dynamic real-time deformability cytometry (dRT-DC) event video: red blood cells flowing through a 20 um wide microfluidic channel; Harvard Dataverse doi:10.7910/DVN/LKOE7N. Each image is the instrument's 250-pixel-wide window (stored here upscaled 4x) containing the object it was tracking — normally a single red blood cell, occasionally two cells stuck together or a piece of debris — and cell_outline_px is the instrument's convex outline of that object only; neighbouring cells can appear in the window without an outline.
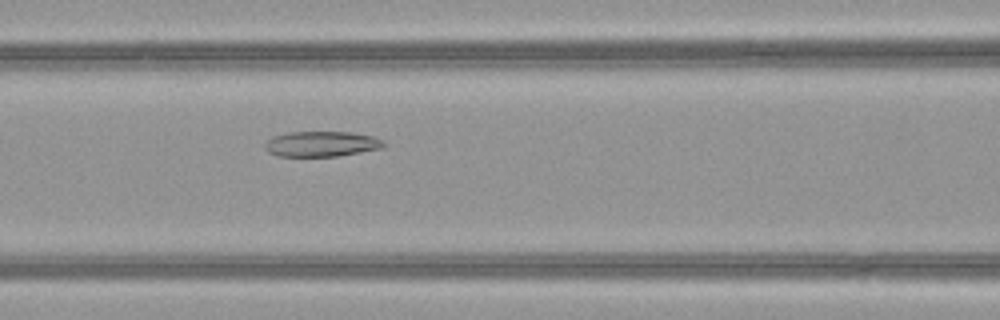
{"species": "common noctule bat (a hibernating species)", "species_latin": "Nyctalus noctula", "temperature_condition": "warm", "stored_images_in_passage": 52, "camera_frame_rate_fps": 3000, "um_per_image_px": 0.085, "animal": {"sex": "female", "body_mass_g": 21.9}, "frame": {"image": 1, "passage_image": 23, "time_ms": 7.333, "image_size_px": [1000, 320], "cell_outline_px": [[388, 144], [384, 148], [340, 156], [276, 156], [268, 152], [264, 148], [264, 144], [272, 136], [288, 132], [352, 132], [372, 136], [384, 140]], "centroid_in_image_um": [27.36, 12.24], "position_along_channel_um": 139.2, "area_um2": 17.86}}
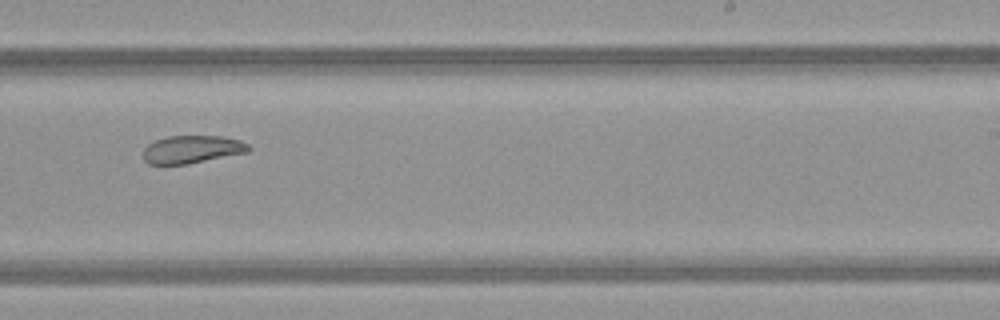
{"frame": {"image": 2, "passage_image": 33, "time_ms": 10.667, "image_size_px": [1000, 320], "cell_outline_px": [[252, 148], [248, 152], [188, 164], [148, 164], [144, 160], [144, 148], [148, 144], [156, 140], [168, 136], [224, 136], [240, 140], [248, 144]], "centroid_in_image_um": [16.34, 12.69], "position_along_channel_um": 272.7, "area_um2": 17.11}}
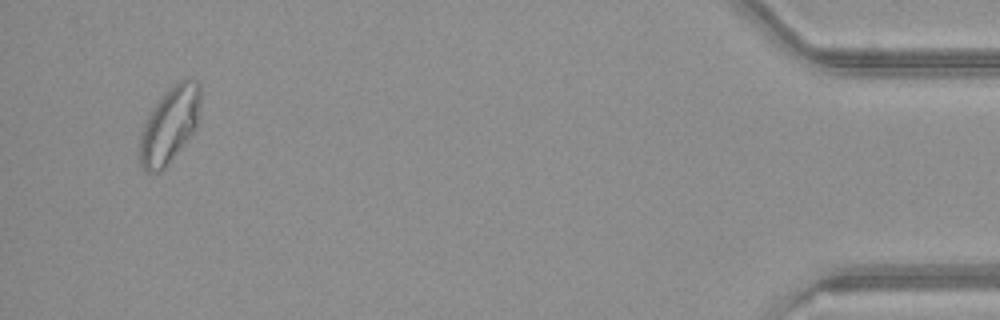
{"frame": {"image": 3, "passage_image": 50, "time_ms": 16.333, "image_size_px": [1000, 320], "cell_outline_px": [[200, 116], [196, 128], [168, 164], [160, 172], [148, 172], [140, 164], [140, 136], [144, 124], [148, 116], [156, 104], [168, 88], [180, 80], [196, 80], [200, 84]], "centroid_in_image_um": [14.44, 10.61], "position_along_channel_um": 420.8, "area_um2": 26.59}, "authors_computed_cell_mechanics": {"area_um2": 24.1026, "velocity_mm_per_s": 4.0114, "shape_relaxation_time_tau1_ms": null, "shape_relaxation_time_tau2_ms": 2.7351, "deformation_change_tau1": null, "deformation_change_tau2": 0.0893}}